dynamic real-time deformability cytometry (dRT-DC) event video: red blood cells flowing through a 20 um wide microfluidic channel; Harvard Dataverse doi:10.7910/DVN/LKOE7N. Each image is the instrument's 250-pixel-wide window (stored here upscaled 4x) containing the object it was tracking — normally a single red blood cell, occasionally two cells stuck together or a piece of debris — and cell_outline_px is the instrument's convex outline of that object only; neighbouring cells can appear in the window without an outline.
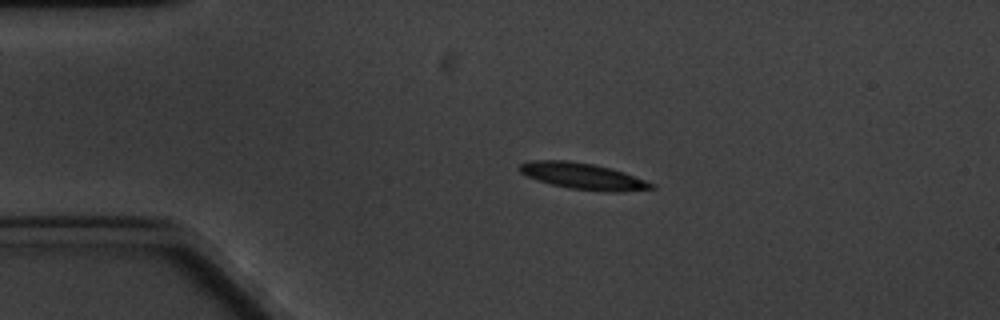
{"species": "common noctule bat (a hibernating species)", "species_latin": "Nyctalus noctula", "temperature_condition": "cold", "stored_images_in_passage": 8, "camera_frame_rate_fps": 3000, "um_per_image_px": 0.085, "animal": {"sex": "male", "body_mass_g": 20.1, "forearm_length_mm": 53.5}, "frame": {"image": 1, "passage_image": 3, "time_ms": 2.333, "image_size_px": [1000, 320], "cell_outline_px": [[656, 188], [620, 192], [604, 192], [568, 188], [536, 180], [520, 172], [516, 168], [520, 164], [532, 160], [568, 160], [592, 164], [624, 172], [656, 184]], "centroid_in_image_um": [49.55, 14.98], "position_along_channel_um": 35.4, "area_um2": 20.29}}
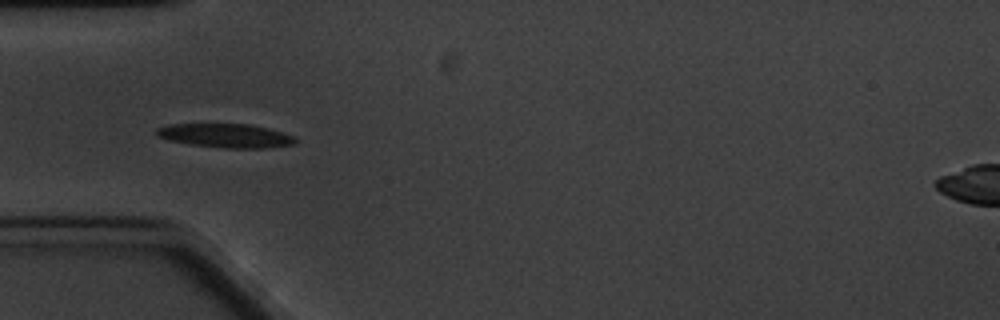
{"frame": {"image": 2, "passage_image": 5, "time_ms": 4.333, "image_size_px": [1000, 320], "cell_outline_px": [[296, 144], [268, 148], [224, 148], [188, 144], [168, 140], [156, 136], [156, 128], [168, 124], [248, 124], [268, 128], [296, 136]], "centroid_in_image_um": [19.18, 11.53], "position_along_channel_um": 65.8, "area_um2": 19.54}}